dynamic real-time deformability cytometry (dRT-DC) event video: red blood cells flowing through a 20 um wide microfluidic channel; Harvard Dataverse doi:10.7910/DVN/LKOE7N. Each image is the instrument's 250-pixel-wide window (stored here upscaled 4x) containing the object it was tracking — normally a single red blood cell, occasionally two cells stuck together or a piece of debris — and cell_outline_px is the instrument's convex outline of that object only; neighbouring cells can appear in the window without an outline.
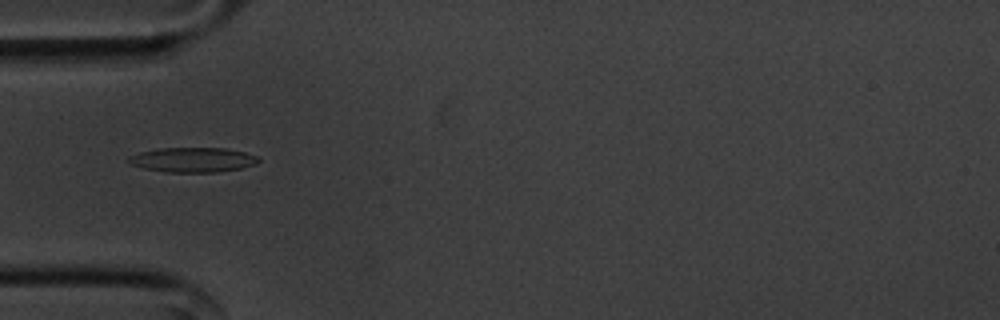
{"species": "common noctule bat (a hibernating species)", "species_latin": "Nyctalus noctula", "temperature_condition": "cold", "stored_images_in_passage": 54, "camera_frame_rate_fps": 3000, "um_per_image_px": 0.085, "animal": {"sex": "male", "body_mass_g": 20.1, "forearm_length_mm": 53.5}, "frame": {"image": 1, "passage_image": 16, "time_ms": 5.0, "image_size_px": [1000, 320], "cell_outline_px": [[260, 160], [256, 164], [240, 168], [216, 172], [164, 172], [144, 168], [128, 164], [128, 156], [140, 152], [160, 148], [224, 148], [244, 152], [256, 156]], "centroid_in_image_um": [16.35, 13.58], "position_along_channel_um": 68.7, "area_um2": 18.67}}
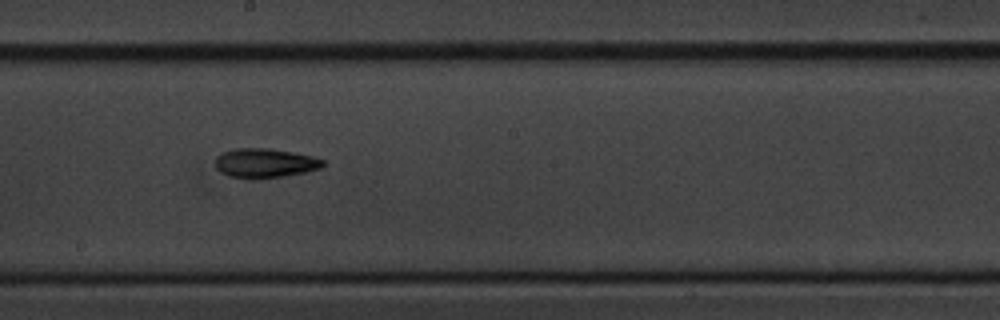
{"frame": {"image": 2, "passage_image": 29, "time_ms": 9.333, "image_size_px": [1000, 320], "cell_outline_px": [[324, 168], [284, 176], [256, 180], [248, 180], [228, 176], [220, 172], [216, 168], [216, 156], [220, 152], [232, 148], [268, 148], [292, 152], [312, 156], [324, 160]], "centroid_in_image_um": [22.48, 13.88], "position_along_channel_um": 225.7, "area_um2": 18.9}}
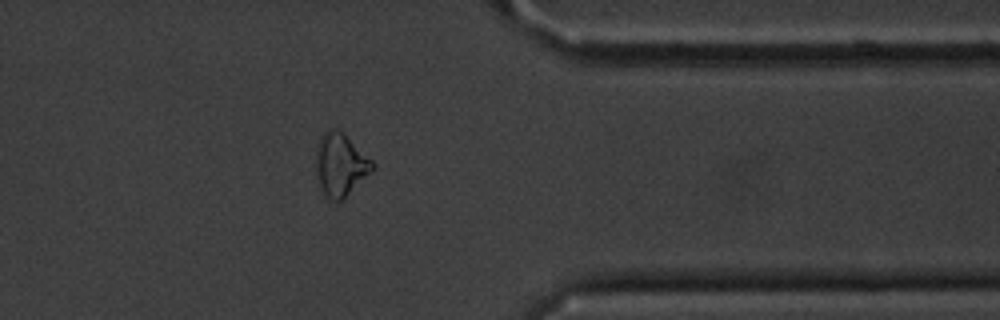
{"frame": {"image": 3, "passage_image": 43, "time_ms": 14.0, "image_size_px": [1000, 320], "cell_outline_px": [[376, 168], [344, 200], [332, 200], [324, 192], [316, 176], [316, 148], [324, 132], [328, 128], [336, 128], [344, 132], [376, 164]], "centroid_in_image_um": [28.98, 13.98], "position_along_channel_um": 382.4, "area_um2": 20.87}, "authors_computed_cell_mechanics": {"area_um2": 18.0047, "velocity_mm_per_s": 3.6067, "shape_relaxation_time_tau1_ms": 3.7244, "shape_relaxation_time_tau2_ms": 9.7583, "deformation_change_tau1": 0.112, "deformation_change_tau2": 0.2163}}